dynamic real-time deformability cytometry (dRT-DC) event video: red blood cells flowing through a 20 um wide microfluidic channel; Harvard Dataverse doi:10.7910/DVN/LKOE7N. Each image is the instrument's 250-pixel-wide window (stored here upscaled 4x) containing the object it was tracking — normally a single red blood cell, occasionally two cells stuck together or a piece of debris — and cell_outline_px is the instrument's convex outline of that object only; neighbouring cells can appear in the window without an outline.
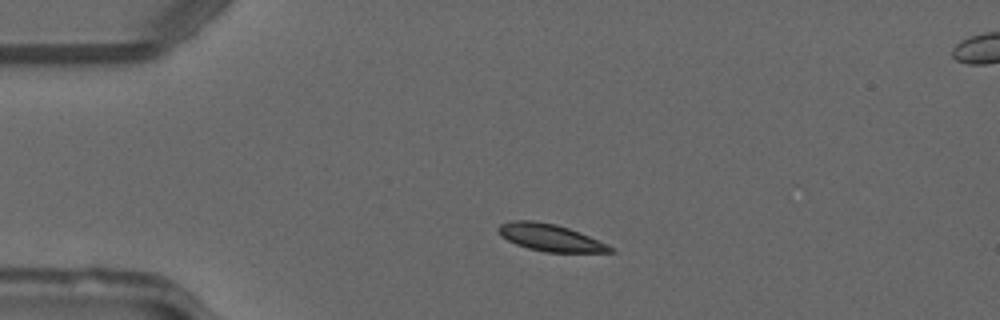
{"species": "common noctule bat (a hibernating species)", "species_latin": "Nyctalus noctula", "temperature_condition": "warm", "stored_images_in_passage": 47, "camera_frame_rate_fps": 3000, "um_per_image_px": 0.085, "animal": {"sex": "male", "forearm_length_mm": 52.5}, "frame": {"image": 1, "passage_image": 8, "time_ms": 2.333, "image_size_px": [1000, 320], "cell_outline_px": [[616, 252], [544, 252], [528, 248], [516, 244], [500, 236], [496, 228], [500, 224], [512, 220], [532, 220], [556, 224], [568, 228], [608, 244], [616, 248]], "centroid_in_image_um": [46.76, 20.19], "position_along_channel_um": 38.2, "area_um2": 17.69}}
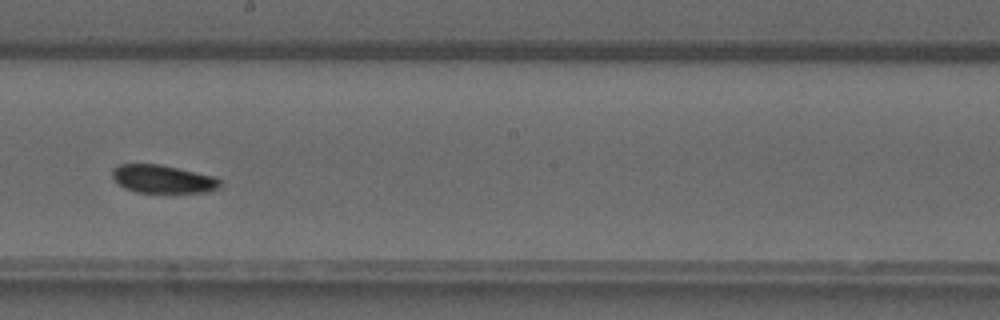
{"frame": {"image": 2, "passage_image": 25, "time_ms": 8.0, "image_size_px": [1000, 320], "cell_outline_px": [[220, 188], [208, 192], [136, 192], [124, 188], [112, 176], [112, 168], [120, 164], [160, 164], [216, 176], [220, 180]], "centroid_in_image_um": [13.87, 15.21], "position_along_channel_um": 234.3, "area_um2": 17.69}}
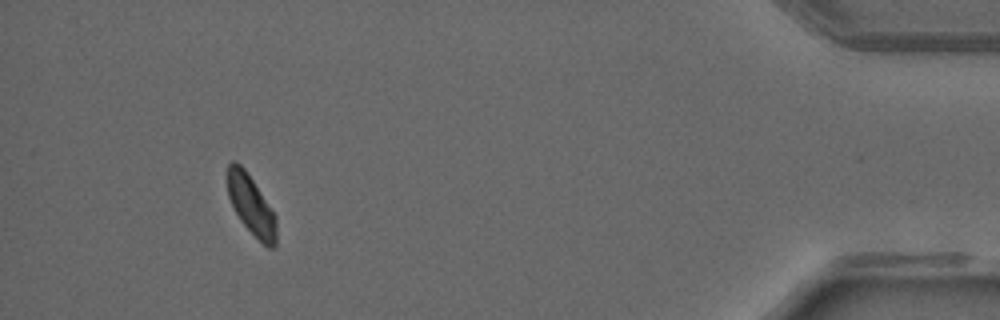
{"frame": {"image": 3, "passage_image": 43, "time_ms": 14.0, "image_size_px": [1000, 320], "cell_outline_px": [[276, 244], [272, 248], [268, 248], [240, 220], [228, 196], [228, 164], [232, 160], [236, 160], [248, 172], [276, 216]], "centroid_in_image_um": [21.35, 17.4], "position_along_channel_um": 413.8, "area_um2": 16.7}, "authors_computed_cell_mechanics": {"area_um2": 17.918, "velocity_mm_per_s": 4.0891, "shape_relaxation_time_tau1_ms": 2.9546, "shape_relaxation_time_tau2_ms": 4.4477, "deformation_change_tau1": 0.0884, "deformation_change_tau2": 0.0657}}